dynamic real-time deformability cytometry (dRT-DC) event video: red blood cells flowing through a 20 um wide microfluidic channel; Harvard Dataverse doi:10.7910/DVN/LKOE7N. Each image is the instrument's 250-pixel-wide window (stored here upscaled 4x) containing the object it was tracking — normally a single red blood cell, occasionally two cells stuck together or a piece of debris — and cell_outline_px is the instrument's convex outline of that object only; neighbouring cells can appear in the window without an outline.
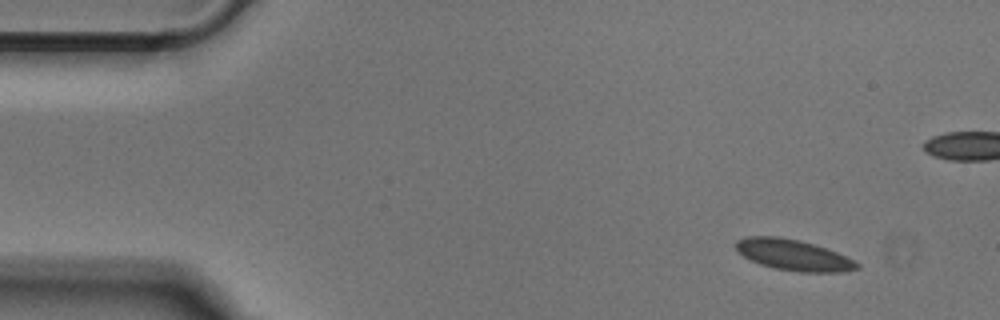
{"species": "Egyptian fruit bat (a non-hibernating species)", "species_latin": "Rousettus aegyptiacus", "temperature_condition": "cold", "stored_images_in_passage": 49, "camera_frame_rate_fps": 3000, "um_per_image_px": 0.085, "animal": {"sex": "male"}, "frame": {"image": 1, "passage_image": 1, "time_ms": 0.0, "image_size_px": [1000, 320], "cell_outline_px": [[860, 268], [840, 272], [800, 272], [776, 268], [760, 264], [748, 260], [736, 248], [736, 240], [748, 236], [780, 236], [800, 240], [816, 244], [836, 252], [860, 264]], "centroid_in_image_um": [67.42, 21.66], "position_along_channel_um": 17.6, "area_um2": 21.79}}
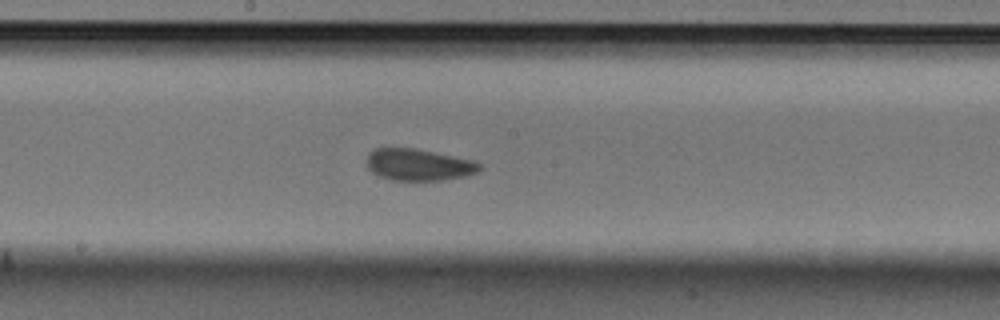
{"frame": {"image": 2, "passage_image": 23, "time_ms": 7.333, "image_size_px": [1000, 320], "cell_outline_px": [[480, 168], [476, 172], [464, 176], [444, 180], [392, 180], [380, 176], [372, 172], [368, 168], [368, 152], [372, 148], [416, 148], [472, 160], [480, 164]], "centroid_in_image_um": [35.55, 13.99], "position_along_channel_um": 212.7, "area_um2": 20.69}}
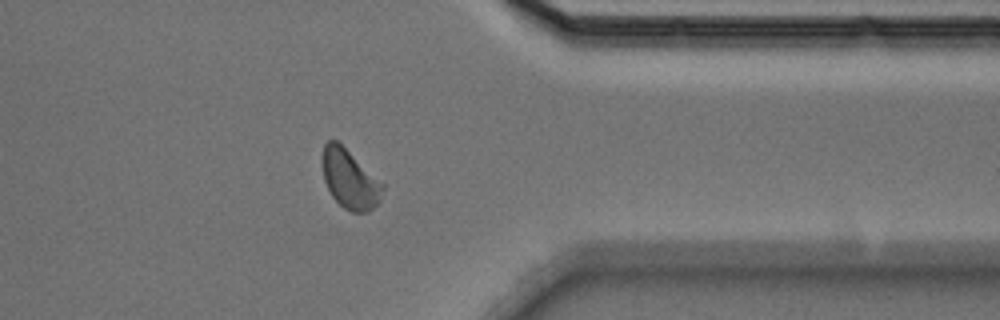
{"frame": {"image": 3, "passage_image": 37, "time_ms": 12.0, "image_size_px": [1000, 320], "cell_outline_px": [[384, 188], [380, 200], [368, 212], [352, 212], [344, 208], [332, 196], [324, 180], [320, 160], [320, 156], [324, 144], [328, 140], [336, 140], [384, 184]], "centroid_in_image_um": [29.69, 15.22], "position_along_channel_um": 381.7, "area_um2": 20.69}}